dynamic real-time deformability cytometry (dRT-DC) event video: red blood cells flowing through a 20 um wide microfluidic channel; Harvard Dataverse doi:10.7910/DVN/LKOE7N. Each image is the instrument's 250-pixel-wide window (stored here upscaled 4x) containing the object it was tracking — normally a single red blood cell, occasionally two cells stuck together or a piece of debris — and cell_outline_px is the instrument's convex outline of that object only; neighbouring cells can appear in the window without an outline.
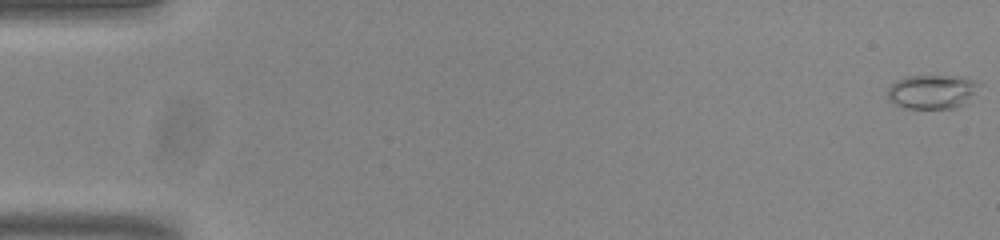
{"species": "common noctule bat (a hibernating species)", "species_latin": "Nyctalus noctula", "temperature_condition": "room temperature", "stored_images_in_passage": 54, "camera_frame_rate_fps": 3000, "um_per_image_px": 0.085, "animal": {"sex": "male", "body_mass_g": 20.0, "forearm_length_mm": 53.3}, "frame": {"image": 1, "passage_image": 1, "time_ms": 0.0, "image_size_px": [1000, 240], "cell_outline_px": [[984, 84], [968, 104], [956, 108], [904, 108], [892, 104], [888, 100], [888, 88], [896, 80], [904, 76], [964, 76]], "centroid_in_image_um": [79.31, 7.8], "position_along_channel_um": 5.7, "area_um2": 18.9}}
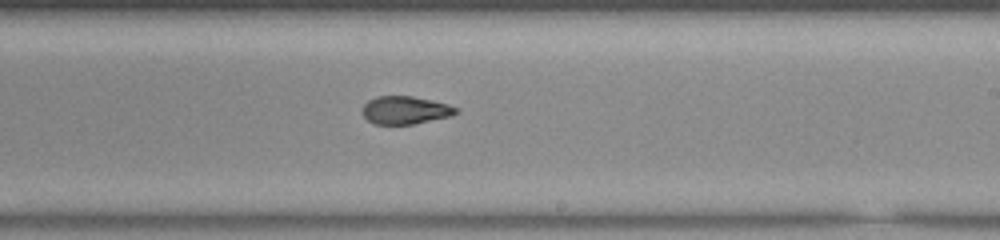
{"frame": {"image": 2, "passage_image": 33, "time_ms": 10.667, "image_size_px": [1000, 240], "cell_outline_px": [[460, 112], [452, 116], [412, 124], [376, 124], [368, 120], [360, 112], [364, 104], [368, 100], [376, 96], [412, 96], [432, 100], [448, 104], [460, 108]], "centroid_in_image_um": [34.47, 9.35], "position_along_channel_um": 254.5, "area_um2": 15.43}}
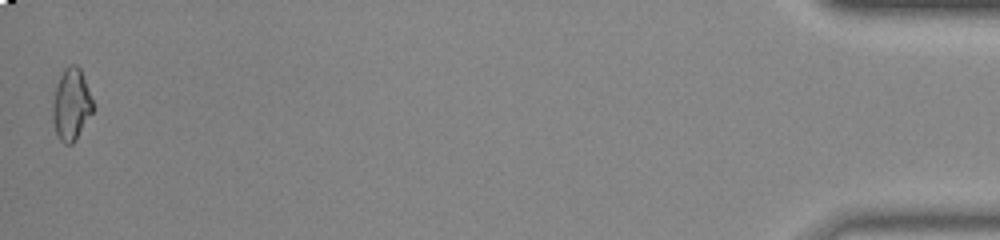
{"frame": {"image": 3, "passage_image": 54, "time_ms": 17.667, "image_size_px": [1000, 240], "cell_outline_px": [[92, 112], [76, 140], [72, 144], [64, 144], [60, 140], [56, 132], [52, 120], [52, 100], [60, 76], [64, 68], [68, 64], [76, 64], [80, 68], [92, 100]], "centroid_in_image_um": [6.03, 8.89], "position_along_channel_um": 429.2, "area_um2": 16.7}, "authors_computed_cell_mechanics": {"area_um2": 16.2129, "velocity_mm_per_s": 3.8459, "shape_relaxation_time_tau1_ms": null, "shape_relaxation_time_tau2_ms": 2.0221, "deformation_change_tau1": null, "deformation_change_tau2": 0.072}}